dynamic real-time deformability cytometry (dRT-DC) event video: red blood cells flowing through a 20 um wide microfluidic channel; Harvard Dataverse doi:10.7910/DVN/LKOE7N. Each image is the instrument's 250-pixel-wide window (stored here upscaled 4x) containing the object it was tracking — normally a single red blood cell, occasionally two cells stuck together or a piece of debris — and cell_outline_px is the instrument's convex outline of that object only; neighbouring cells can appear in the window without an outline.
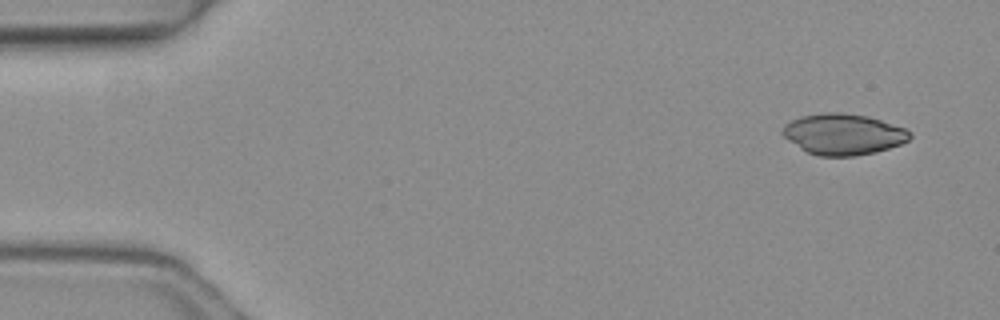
{"species": "common noctule bat (a hibernating species)", "species_latin": "Nyctalus noctula", "temperature_condition": "warm", "stored_images_in_passage": 3, "camera_frame_rate_fps": 3000, "um_per_image_px": 0.085, "animal": {"sex": "female", "body_mass_g": 19.3, "forearm_length_mm": 54.1}, "frame": {"image": 1, "passage_image": 1, "time_ms": 0.0, "image_size_px": [1000, 320], "cell_outline_px": [[912, 136], [908, 140], [900, 144], [876, 152], [856, 156], [820, 156], [808, 152], [800, 148], [788, 140], [780, 132], [784, 124], [800, 116], [824, 112], [840, 112], [868, 116], [904, 128], [912, 132]], "centroid_in_image_um": [71.66, 11.4], "position_along_channel_um": 13.3, "area_um2": 30.46}}